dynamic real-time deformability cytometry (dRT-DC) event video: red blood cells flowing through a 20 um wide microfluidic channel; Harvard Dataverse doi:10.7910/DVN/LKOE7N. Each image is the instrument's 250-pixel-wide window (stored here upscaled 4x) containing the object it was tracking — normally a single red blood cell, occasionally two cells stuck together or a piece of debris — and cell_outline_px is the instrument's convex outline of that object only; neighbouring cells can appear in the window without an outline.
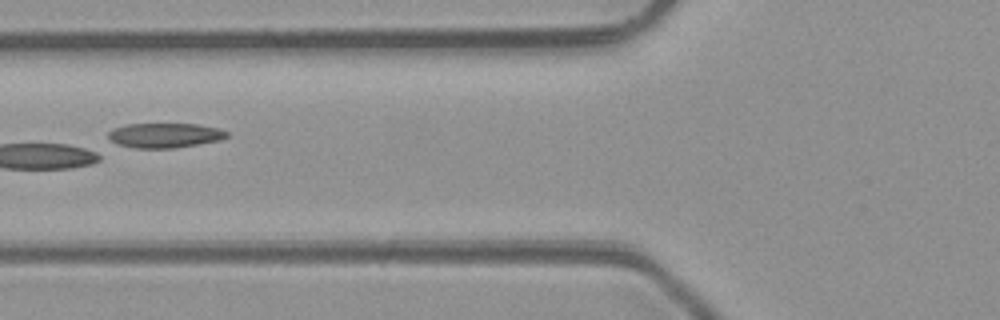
{"species": "common noctule bat (a hibernating species)", "species_latin": "Nyctalus noctula", "temperature_condition": "room temperature", "stored_images_in_passage": 6, "camera_frame_rate_fps": 3000, "um_per_image_px": 0.085, "animal": {"sex": "male", "body_mass_g": 23.1, "forearm_length_mm": 52.7}, "frame": {"image": 1, "passage_image": 4, "time_ms": 3.667, "image_size_px": [1000, 320], "cell_outline_px": [[228, 136], [220, 140], [176, 148], [136, 148], [108, 144], [108, 132], [112, 128], [124, 124], [196, 124], [216, 128], [228, 132]], "centroid_in_image_um": [13.89, 11.52], "position_along_channel_um": 111.9, "area_um2": 17.4}}
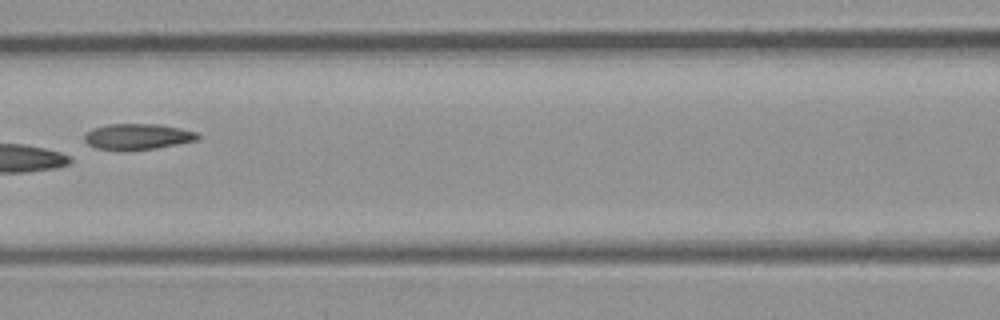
{"frame": {"image": 2, "passage_image": 5, "time_ms": 4.667, "image_size_px": [1000, 320], "cell_outline_px": [[200, 136], [196, 140], [156, 148], [96, 148], [88, 144], [84, 140], [84, 136], [92, 128], [108, 124], [160, 124], [180, 128], [196, 132]], "centroid_in_image_um": [11.71, 11.57], "position_along_channel_um": 154.9, "area_um2": 16.42}}
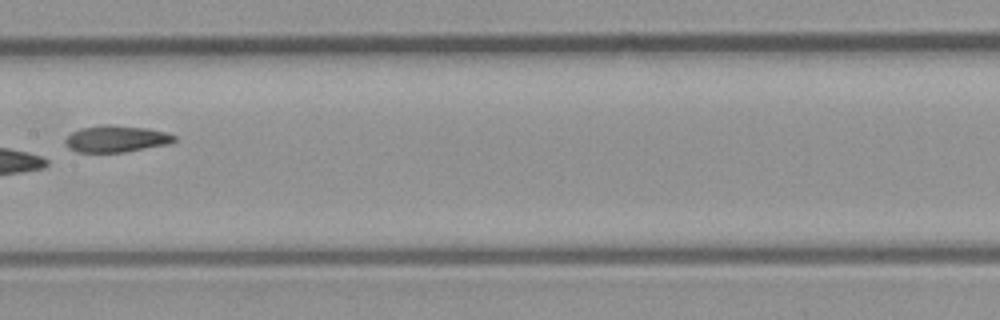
{"frame": {"image": 3, "passage_image": 6, "time_ms": 5.667, "image_size_px": [1000, 320], "cell_outline_px": [[176, 140], [168, 144], [124, 152], [76, 152], [68, 148], [64, 144], [64, 140], [72, 132], [80, 128], [104, 124], [108, 124], [148, 128], [164, 132], [176, 136]], "centroid_in_image_um": [9.84, 11.8], "position_along_channel_um": 197.6, "area_um2": 16.99}}